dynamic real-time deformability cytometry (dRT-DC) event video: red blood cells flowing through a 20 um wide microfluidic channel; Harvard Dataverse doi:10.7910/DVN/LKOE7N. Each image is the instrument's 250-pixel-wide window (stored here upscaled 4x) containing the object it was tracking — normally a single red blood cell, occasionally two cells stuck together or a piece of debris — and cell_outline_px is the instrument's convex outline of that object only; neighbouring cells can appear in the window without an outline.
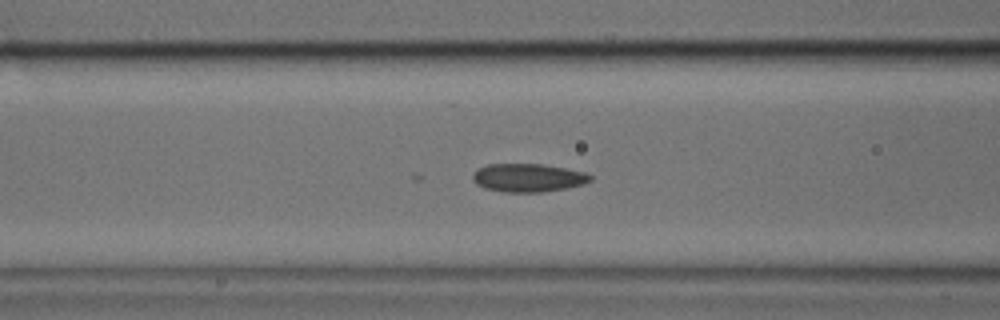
{"species": "common noctule bat (a hibernating species)", "species_latin": "Nyctalus noctula", "temperature_condition": "cold", "stored_images_in_passage": 40, "segment_of_instrument_passage": [1, 2], "camera_frame_rate_fps": 3000, "um_per_image_px": 0.085, "animal": {"sex": "male", "body_mass_g": 17.9, "forearm_length_mm": 54.2}, "frame": {"image": 1, "passage_image": 9, "time_ms": 2.667, "image_size_px": [1000, 320], "cell_outline_px": [[592, 180], [584, 184], [568, 188], [540, 192], [504, 192], [484, 188], [476, 184], [472, 180], [472, 176], [480, 168], [488, 164], [544, 164], [584, 172], [592, 176]], "centroid_in_image_um": [44.9, 15.11], "position_along_channel_um": 121.7, "area_um2": 19.36}}
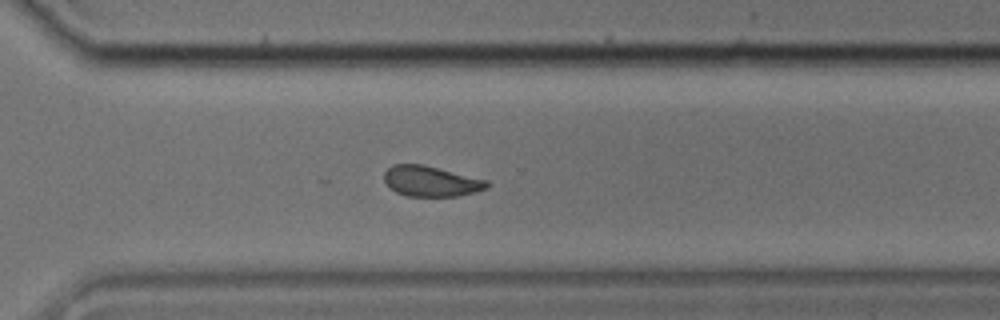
{"frame": {"image": 2, "passage_image": 25, "time_ms": 8.0, "image_size_px": [1000, 320], "cell_outline_px": [[488, 188], [460, 196], [408, 196], [396, 192], [384, 180], [384, 172], [392, 164], [424, 164], [488, 180]], "centroid_in_image_um": [36.64, 15.39], "position_along_channel_um": 334.0, "area_um2": 18.26}}
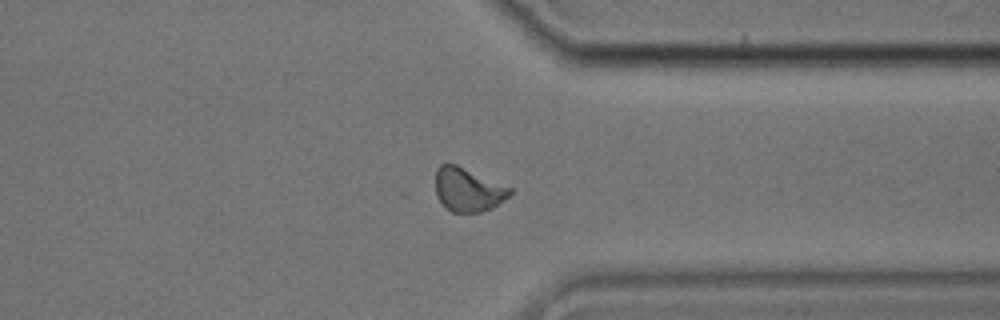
{"frame": {"image": 3, "passage_image": 28, "time_ms": 9.0, "image_size_px": [1000, 320], "cell_outline_px": [[512, 192], [508, 196], [492, 208], [480, 212], [452, 212], [444, 208], [436, 196], [436, 168], [440, 164], [456, 164], [512, 188]], "centroid_in_image_um": [39.74, 16.13], "position_along_channel_um": 371.7, "area_um2": 18.9}}